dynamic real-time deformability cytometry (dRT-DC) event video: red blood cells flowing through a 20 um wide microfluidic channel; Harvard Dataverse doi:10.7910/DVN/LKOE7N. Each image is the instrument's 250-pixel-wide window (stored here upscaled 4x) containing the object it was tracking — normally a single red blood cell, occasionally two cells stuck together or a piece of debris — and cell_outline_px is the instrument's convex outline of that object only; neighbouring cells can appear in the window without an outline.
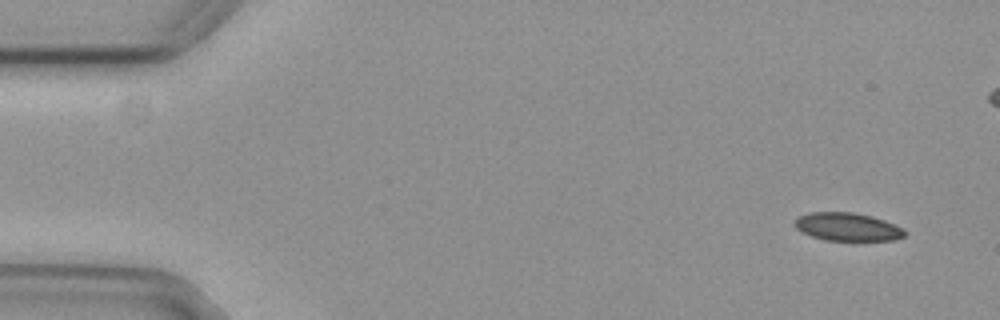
{"species": "common noctule bat (a hibernating species)", "species_latin": "Nyctalus noctula", "temperature_condition": "cold", "stored_images_in_passage": 54, "camera_frame_rate_fps": 3000, "um_per_image_px": 0.085, "animal": {"sex": "female", "body_mass_g": 29.2, "forearm_length_mm": 56.3}, "frame": {"image": 1, "passage_image": 1, "time_ms": 0.0, "image_size_px": [1000, 320], "cell_outline_px": [[904, 236], [892, 240], [824, 240], [812, 236], [796, 228], [792, 224], [800, 216], [808, 212], [852, 212], [872, 216], [884, 220], [904, 228]], "centroid_in_image_um": [72.02, 19.27], "position_along_channel_um": 13.0, "area_um2": 17.86}}
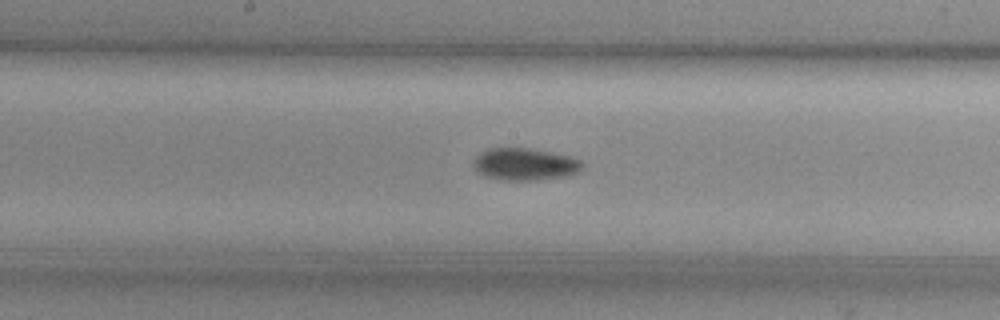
{"frame": {"image": 2, "passage_image": 26, "time_ms": 8.333, "image_size_px": [1000, 320], "cell_outline_px": [[584, 164], [576, 172], [568, 176], [536, 180], [500, 180], [484, 176], [476, 172], [472, 164], [476, 156], [480, 152], [488, 148], [532, 148], [568, 156], [580, 160]], "centroid_in_image_um": [44.55, 13.96], "position_along_channel_um": 203.6, "area_um2": 20.52}}
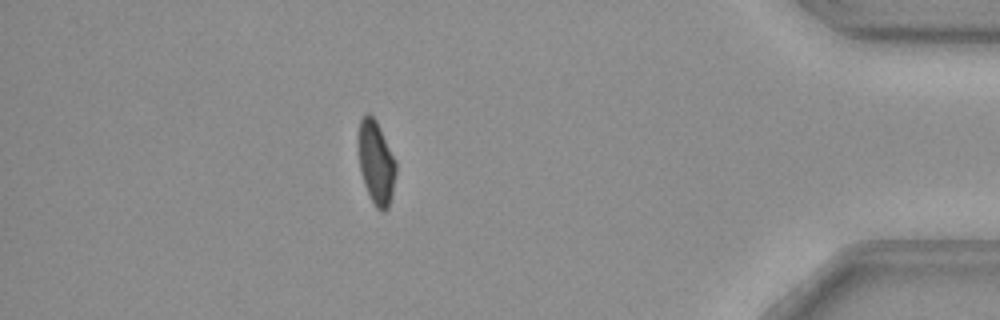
{"frame": {"image": 3, "passage_image": 46, "time_ms": 15.0, "image_size_px": [1000, 320], "cell_outline_px": [[396, 172], [392, 192], [388, 208], [384, 212], [380, 212], [376, 208], [364, 184], [360, 172], [360, 120], [364, 112], [368, 112], [376, 120], [396, 160]], "centroid_in_image_um": [31.99, 13.83], "position_along_channel_um": 403.2, "area_um2": 17.92}, "authors_computed_cell_mechanics": {"area_um2": 19.4208, "velocity_mm_per_s": 3.718, "shape_relaxation_time_tau1_ms": null, "shape_relaxation_time_tau2_ms": 8.7368, "deformation_change_tau1": null, "deformation_change_tau2": 0.0997}}